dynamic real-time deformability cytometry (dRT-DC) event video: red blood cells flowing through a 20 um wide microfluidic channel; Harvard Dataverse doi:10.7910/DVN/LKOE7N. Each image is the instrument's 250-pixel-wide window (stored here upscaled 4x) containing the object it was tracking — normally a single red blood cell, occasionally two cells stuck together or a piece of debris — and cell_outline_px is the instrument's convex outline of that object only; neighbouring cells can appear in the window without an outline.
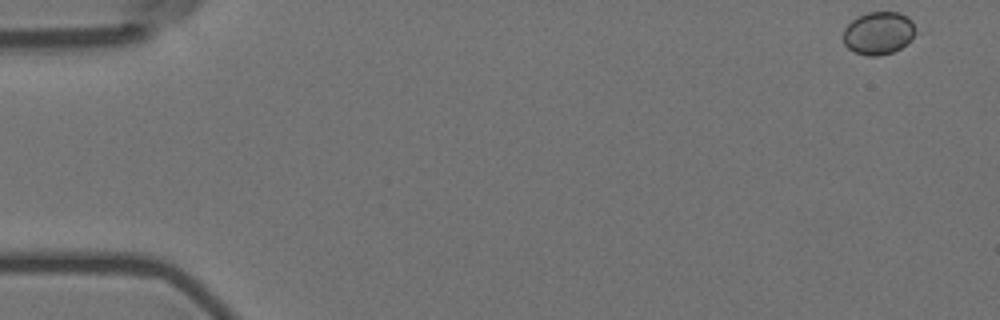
{"species": "Egyptian fruit bat (a non-hibernating species)", "species_latin": "Rousettus aegyptiacus", "temperature_condition": "room temperature", "stored_images_in_passage": 6, "camera_frame_rate_fps": 3000, "um_per_image_px": 0.085, "animal": {"sex": "female"}, "frame": {"image": 1, "passage_image": 1, "time_ms": 0.0, "image_size_px": [1000, 320], "cell_outline_px": [[916, 32], [900, 48], [892, 52], [880, 56], [868, 56], [852, 52], [844, 44], [844, 28], [852, 20], [868, 12], [900, 12], [908, 16], [912, 20]], "centroid_in_image_um": [74.66, 2.81], "position_along_channel_um": 10.3, "area_um2": 17.98}}